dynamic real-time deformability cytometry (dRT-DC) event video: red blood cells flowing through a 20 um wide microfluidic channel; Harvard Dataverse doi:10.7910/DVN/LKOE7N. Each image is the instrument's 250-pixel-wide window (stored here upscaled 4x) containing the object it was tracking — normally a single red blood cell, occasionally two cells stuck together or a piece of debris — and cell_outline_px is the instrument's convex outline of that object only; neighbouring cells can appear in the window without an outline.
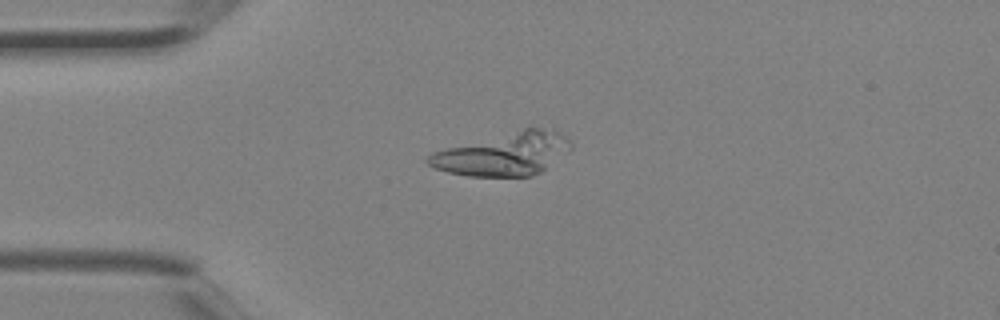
{"species": "Egyptian fruit bat (a non-hibernating species)", "species_latin": "Rousettus aegyptiacus", "temperature_condition": "room temperature", "stored_images_in_passage": 4, "camera_frame_rate_fps": 3000, "um_per_image_px": 0.085, "animal": {"sex": "female"}, "frame": {"image": 1, "passage_image": 3, "time_ms": 0.667, "image_size_px": [1000, 320], "cell_outline_px": [[572, 148], [540, 172], [532, 176], [468, 176], [448, 172], [436, 168], [428, 164], [424, 160], [432, 152], [524, 128], [556, 128], [572, 144]], "centroid_in_image_um": [42.83, 13.09], "position_along_channel_um": 42.2, "area_um2": 35.2}}
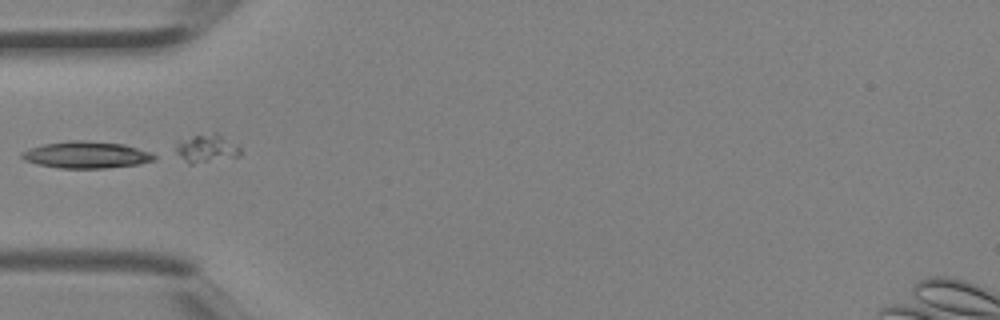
{"frame": {"image": 2, "passage_image": 4, "time_ms": 1.0, "image_size_px": [1000, 320], "cell_outline_px": [[156, 160], [136, 164], [104, 168], [60, 168], [36, 164], [24, 160], [20, 156], [20, 152], [28, 148], [44, 144], [72, 140], [84, 140], [124, 144], [152, 152], [156, 156]], "centroid_in_image_um": [7.31, 13.15], "position_along_channel_um": 77.7, "area_um2": 20.75}}